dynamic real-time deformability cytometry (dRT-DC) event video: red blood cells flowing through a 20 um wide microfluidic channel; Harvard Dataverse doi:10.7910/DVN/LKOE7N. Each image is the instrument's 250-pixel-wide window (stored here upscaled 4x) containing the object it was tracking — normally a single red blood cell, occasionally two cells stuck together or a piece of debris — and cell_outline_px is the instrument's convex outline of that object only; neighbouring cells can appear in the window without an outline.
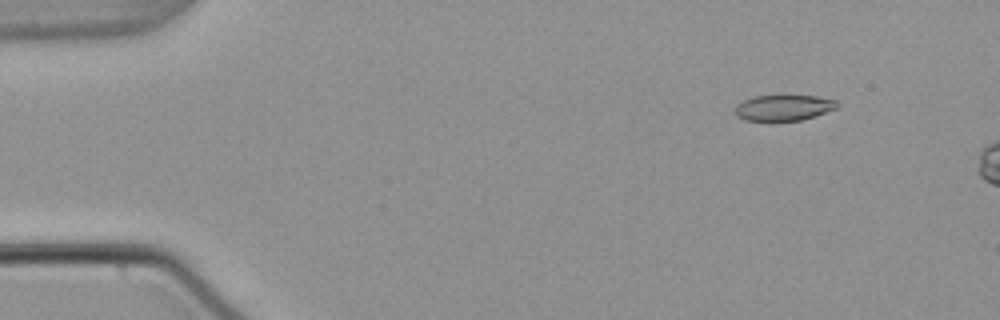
{"species": "common noctule bat (a hibernating species)", "species_latin": "Nyctalus noctula", "temperature_condition": "warm", "stored_images_in_passage": 52, "camera_frame_rate_fps": 3000, "um_per_image_px": 0.085, "animal": {"sex": "male", "body_mass_g": 21.5, "forearm_length_mm": 52.0}, "frame": {"image": 1, "passage_image": 6, "time_ms": 1.667, "image_size_px": [1000, 320], "cell_outline_px": [[840, 104], [836, 108], [816, 116], [800, 120], [772, 124], [768, 124], [744, 120], [736, 116], [736, 104], [752, 96], [816, 96], [836, 100]], "centroid_in_image_um": [66.56, 9.21], "position_along_channel_um": 18.4, "area_um2": 16.07}}
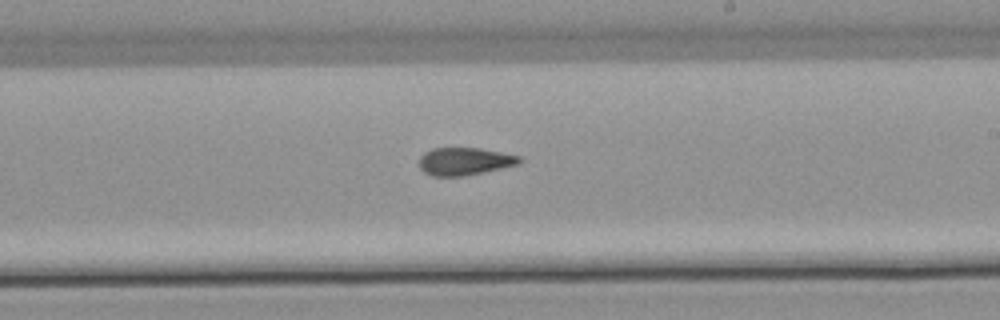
{"frame": {"image": 2, "passage_image": 32, "time_ms": 10.333, "image_size_px": [1000, 320], "cell_outline_px": [[524, 160], [520, 164], [484, 172], [464, 176], [432, 176], [424, 172], [420, 168], [420, 156], [424, 152], [432, 148], [480, 148], [520, 156]], "centroid_in_image_um": [39.51, 13.71], "position_along_channel_um": 249.5, "area_um2": 16.24}}
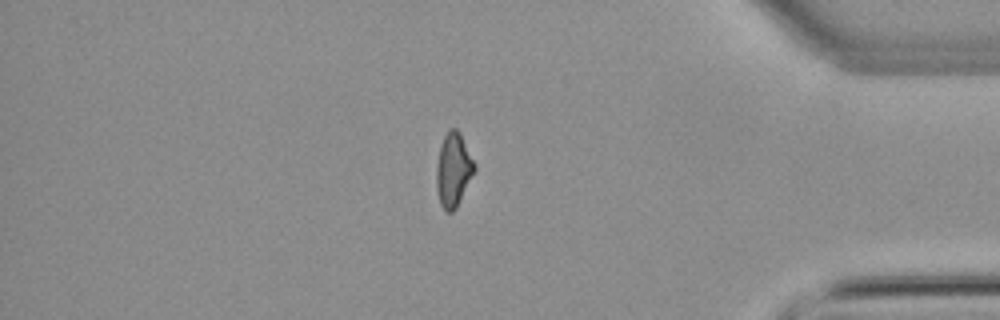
{"frame": {"image": 3, "passage_image": 46, "time_ms": 15.0, "image_size_px": [1000, 320], "cell_outline_px": [[476, 168], [456, 208], [452, 212], [448, 212], [440, 204], [436, 188], [436, 168], [440, 144], [448, 128], [456, 128], [460, 132], [476, 164]], "centroid_in_image_um": [38.53, 14.39], "position_along_channel_um": 396.7, "area_um2": 16.42}, "authors_computed_cell_mechanics": {"area_um2": 16.5597, "velocity_mm_per_s": 3.8159, "shape_relaxation_time_tau1_ms": null, "shape_relaxation_time_tau2_ms": 4.2864, "deformation_change_tau1": null, "deformation_change_tau2": 0.1098}}